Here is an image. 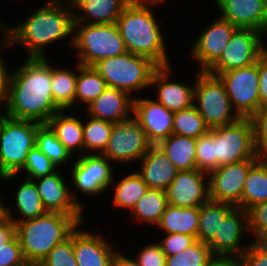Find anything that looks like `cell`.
I'll return each instance as SVG.
<instances>
[{
  "label": "cell",
  "instance_id": "obj_1",
  "mask_svg": "<svg viewBox=\"0 0 267 266\" xmlns=\"http://www.w3.org/2000/svg\"><path fill=\"white\" fill-rule=\"evenodd\" d=\"M49 64L46 57H27L22 66L10 72L4 110L9 117L46 124L62 110L53 99Z\"/></svg>",
  "mask_w": 267,
  "mask_h": 266
},
{
  "label": "cell",
  "instance_id": "obj_2",
  "mask_svg": "<svg viewBox=\"0 0 267 266\" xmlns=\"http://www.w3.org/2000/svg\"><path fill=\"white\" fill-rule=\"evenodd\" d=\"M62 1H48L20 25L7 27L0 22L1 31L4 33L0 49L21 44L27 49L28 58H45V45L74 33V11H70L71 2L67 0L66 4L69 3L70 6L65 8L64 4L61 5Z\"/></svg>",
  "mask_w": 267,
  "mask_h": 266
},
{
  "label": "cell",
  "instance_id": "obj_3",
  "mask_svg": "<svg viewBox=\"0 0 267 266\" xmlns=\"http://www.w3.org/2000/svg\"><path fill=\"white\" fill-rule=\"evenodd\" d=\"M83 221L82 215L45 214L16 224V236L29 265H40L56 245L64 242Z\"/></svg>",
  "mask_w": 267,
  "mask_h": 266
},
{
  "label": "cell",
  "instance_id": "obj_4",
  "mask_svg": "<svg viewBox=\"0 0 267 266\" xmlns=\"http://www.w3.org/2000/svg\"><path fill=\"white\" fill-rule=\"evenodd\" d=\"M150 4L132 0L117 18L127 52L148 57L158 66H168L164 38Z\"/></svg>",
  "mask_w": 267,
  "mask_h": 266
},
{
  "label": "cell",
  "instance_id": "obj_5",
  "mask_svg": "<svg viewBox=\"0 0 267 266\" xmlns=\"http://www.w3.org/2000/svg\"><path fill=\"white\" fill-rule=\"evenodd\" d=\"M70 41L74 49L78 50L77 63L85 66H93L100 60L127 52L116 23H74V33Z\"/></svg>",
  "mask_w": 267,
  "mask_h": 266
},
{
  "label": "cell",
  "instance_id": "obj_6",
  "mask_svg": "<svg viewBox=\"0 0 267 266\" xmlns=\"http://www.w3.org/2000/svg\"><path fill=\"white\" fill-rule=\"evenodd\" d=\"M158 67L148 57L130 52L100 60L93 65L108 87L121 89L129 94L151 86L153 73Z\"/></svg>",
  "mask_w": 267,
  "mask_h": 266
},
{
  "label": "cell",
  "instance_id": "obj_7",
  "mask_svg": "<svg viewBox=\"0 0 267 266\" xmlns=\"http://www.w3.org/2000/svg\"><path fill=\"white\" fill-rule=\"evenodd\" d=\"M41 123L7 116L0 129V169L4 181L14 179L22 171L28 153L36 145Z\"/></svg>",
  "mask_w": 267,
  "mask_h": 266
},
{
  "label": "cell",
  "instance_id": "obj_8",
  "mask_svg": "<svg viewBox=\"0 0 267 266\" xmlns=\"http://www.w3.org/2000/svg\"><path fill=\"white\" fill-rule=\"evenodd\" d=\"M197 75L194 81L193 105L203 117L206 126L213 129L238 121L241 117L233 111L220 78L206 71H199Z\"/></svg>",
  "mask_w": 267,
  "mask_h": 266
},
{
  "label": "cell",
  "instance_id": "obj_9",
  "mask_svg": "<svg viewBox=\"0 0 267 266\" xmlns=\"http://www.w3.org/2000/svg\"><path fill=\"white\" fill-rule=\"evenodd\" d=\"M214 169L220 166L258 160L254 143V127L251 118L213 128Z\"/></svg>",
  "mask_w": 267,
  "mask_h": 266
},
{
  "label": "cell",
  "instance_id": "obj_10",
  "mask_svg": "<svg viewBox=\"0 0 267 266\" xmlns=\"http://www.w3.org/2000/svg\"><path fill=\"white\" fill-rule=\"evenodd\" d=\"M225 86L234 111L241 118H252L260 109L259 57L256 63L217 75Z\"/></svg>",
  "mask_w": 267,
  "mask_h": 266
},
{
  "label": "cell",
  "instance_id": "obj_11",
  "mask_svg": "<svg viewBox=\"0 0 267 266\" xmlns=\"http://www.w3.org/2000/svg\"><path fill=\"white\" fill-rule=\"evenodd\" d=\"M263 33L256 29L237 28L221 57L206 71L217 76L232 69L244 68L257 62L264 52Z\"/></svg>",
  "mask_w": 267,
  "mask_h": 266
},
{
  "label": "cell",
  "instance_id": "obj_12",
  "mask_svg": "<svg viewBox=\"0 0 267 266\" xmlns=\"http://www.w3.org/2000/svg\"><path fill=\"white\" fill-rule=\"evenodd\" d=\"M151 145L145 131L132 116L125 121L113 123L110 138L101 155L110 162H132L141 160Z\"/></svg>",
  "mask_w": 267,
  "mask_h": 266
},
{
  "label": "cell",
  "instance_id": "obj_13",
  "mask_svg": "<svg viewBox=\"0 0 267 266\" xmlns=\"http://www.w3.org/2000/svg\"><path fill=\"white\" fill-rule=\"evenodd\" d=\"M257 160H244L217 167L209 175L210 200L242 208V194L250 167Z\"/></svg>",
  "mask_w": 267,
  "mask_h": 266
},
{
  "label": "cell",
  "instance_id": "obj_14",
  "mask_svg": "<svg viewBox=\"0 0 267 266\" xmlns=\"http://www.w3.org/2000/svg\"><path fill=\"white\" fill-rule=\"evenodd\" d=\"M110 163L106 157L97 152L80 155L71 168L73 185L86 195L102 194L114 180Z\"/></svg>",
  "mask_w": 267,
  "mask_h": 266
},
{
  "label": "cell",
  "instance_id": "obj_15",
  "mask_svg": "<svg viewBox=\"0 0 267 266\" xmlns=\"http://www.w3.org/2000/svg\"><path fill=\"white\" fill-rule=\"evenodd\" d=\"M206 177V178H205ZM209 175L201 170L178 171L165 190L168 204L177 207H200L210 200Z\"/></svg>",
  "mask_w": 267,
  "mask_h": 266
},
{
  "label": "cell",
  "instance_id": "obj_16",
  "mask_svg": "<svg viewBox=\"0 0 267 266\" xmlns=\"http://www.w3.org/2000/svg\"><path fill=\"white\" fill-rule=\"evenodd\" d=\"M132 116L145 131L152 145H157L172 134L174 112L157 100L134 97Z\"/></svg>",
  "mask_w": 267,
  "mask_h": 266
},
{
  "label": "cell",
  "instance_id": "obj_17",
  "mask_svg": "<svg viewBox=\"0 0 267 266\" xmlns=\"http://www.w3.org/2000/svg\"><path fill=\"white\" fill-rule=\"evenodd\" d=\"M218 19V20H217ZM198 36L190 56L200 62L199 71H207L220 57L237 29L236 26L222 18H217Z\"/></svg>",
  "mask_w": 267,
  "mask_h": 266
},
{
  "label": "cell",
  "instance_id": "obj_18",
  "mask_svg": "<svg viewBox=\"0 0 267 266\" xmlns=\"http://www.w3.org/2000/svg\"><path fill=\"white\" fill-rule=\"evenodd\" d=\"M39 180L38 183L36 181ZM44 208L48 212H60L66 215H82L83 205L76 194L67 188L66 181L58 171L33 180Z\"/></svg>",
  "mask_w": 267,
  "mask_h": 266
},
{
  "label": "cell",
  "instance_id": "obj_19",
  "mask_svg": "<svg viewBox=\"0 0 267 266\" xmlns=\"http://www.w3.org/2000/svg\"><path fill=\"white\" fill-rule=\"evenodd\" d=\"M245 223V224H244ZM246 229V230H245ZM247 211L235 207L220 223L219 233L208 243L213 255L241 256L249 247L242 246L244 232H249Z\"/></svg>",
  "mask_w": 267,
  "mask_h": 266
},
{
  "label": "cell",
  "instance_id": "obj_20",
  "mask_svg": "<svg viewBox=\"0 0 267 266\" xmlns=\"http://www.w3.org/2000/svg\"><path fill=\"white\" fill-rule=\"evenodd\" d=\"M220 18L237 28H250L267 34V0H215Z\"/></svg>",
  "mask_w": 267,
  "mask_h": 266
},
{
  "label": "cell",
  "instance_id": "obj_21",
  "mask_svg": "<svg viewBox=\"0 0 267 266\" xmlns=\"http://www.w3.org/2000/svg\"><path fill=\"white\" fill-rule=\"evenodd\" d=\"M171 65L159 66L153 73L151 86L158 89L157 101L164 105L169 111L177 112L191 107L194 103V84L193 87L172 82L170 76Z\"/></svg>",
  "mask_w": 267,
  "mask_h": 266
},
{
  "label": "cell",
  "instance_id": "obj_22",
  "mask_svg": "<svg viewBox=\"0 0 267 266\" xmlns=\"http://www.w3.org/2000/svg\"><path fill=\"white\" fill-rule=\"evenodd\" d=\"M114 247L89 231H73V251L77 266H112L116 253Z\"/></svg>",
  "mask_w": 267,
  "mask_h": 266
},
{
  "label": "cell",
  "instance_id": "obj_23",
  "mask_svg": "<svg viewBox=\"0 0 267 266\" xmlns=\"http://www.w3.org/2000/svg\"><path fill=\"white\" fill-rule=\"evenodd\" d=\"M133 99L129 93L114 87L105 90L87 106L88 116L112 123L125 121L132 116Z\"/></svg>",
  "mask_w": 267,
  "mask_h": 266
},
{
  "label": "cell",
  "instance_id": "obj_24",
  "mask_svg": "<svg viewBox=\"0 0 267 266\" xmlns=\"http://www.w3.org/2000/svg\"><path fill=\"white\" fill-rule=\"evenodd\" d=\"M141 161V170L138 173L148 189L166 190L178 172L173 162L158 145H151Z\"/></svg>",
  "mask_w": 267,
  "mask_h": 266
},
{
  "label": "cell",
  "instance_id": "obj_25",
  "mask_svg": "<svg viewBox=\"0 0 267 266\" xmlns=\"http://www.w3.org/2000/svg\"><path fill=\"white\" fill-rule=\"evenodd\" d=\"M131 1L132 0H70L72 7L83 11L82 14H76L74 12V23H116L121 12Z\"/></svg>",
  "mask_w": 267,
  "mask_h": 266
},
{
  "label": "cell",
  "instance_id": "obj_26",
  "mask_svg": "<svg viewBox=\"0 0 267 266\" xmlns=\"http://www.w3.org/2000/svg\"><path fill=\"white\" fill-rule=\"evenodd\" d=\"M198 222L199 207H177L168 204L156 226L166 234H187L197 240Z\"/></svg>",
  "mask_w": 267,
  "mask_h": 266
},
{
  "label": "cell",
  "instance_id": "obj_27",
  "mask_svg": "<svg viewBox=\"0 0 267 266\" xmlns=\"http://www.w3.org/2000/svg\"><path fill=\"white\" fill-rule=\"evenodd\" d=\"M157 145L173 162L178 171L197 169L196 138L172 133Z\"/></svg>",
  "mask_w": 267,
  "mask_h": 266
},
{
  "label": "cell",
  "instance_id": "obj_28",
  "mask_svg": "<svg viewBox=\"0 0 267 266\" xmlns=\"http://www.w3.org/2000/svg\"><path fill=\"white\" fill-rule=\"evenodd\" d=\"M46 124L70 154H73L77 148L80 151L83 149L81 155H84L82 121L77 119V117L75 118L74 115H65L63 110H61L55 113Z\"/></svg>",
  "mask_w": 267,
  "mask_h": 266
},
{
  "label": "cell",
  "instance_id": "obj_29",
  "mask_svg": "<svg viewBox=\"0 0 267 266\" xmlns=\"http://www.w3.org/2000/svg\"><path fill=\"white\" fill-rule=\"evenodd\" d=\"M262 202H267L266 156H261L248 171L242 194V209L247 211Z\"/></svg>",
  "mask_w": 267,
  "mask_h": 266
},
{
  "label": "cell",
  "instance_id": "obj_30",
  "mask_svg": "<svg viewBox=\"0 0 267 266\" xmlns=\"http://www.w3.org/2000/svg\"><path fill=\"white\" fill-rule=\"evenodd\" d=\"M235 206L209 200L199 207L197 240L208 244L219 233L220 223Z\"/></svg>",
  "mask_w": 267,
  "mask_h": 266
},
{
  "label": "cell",
  "instance_id": "obj_31",
  "mask_svg": "<svg viewBox=\"0 0 267 266\" xmlns=\"http://www.w3.org/2000/svg\"><path fill=\"white\" fill-rule=\"evenodd\" d=\"M15 203L17 206L16 208L19 211L18 213H20V215L22 214L23 219L21 218L20 220L17 218L15 220L9 209H7V212L8 218L13 220L16 224L22 220L39 217L47 212L43 206L35 182L28 178H26L18 187Z\"/></svg>",
  "mask_w": 267,
  "mask_h": 266
},
{
  "label": "cell",
  "instance_id": "obj_32",
  "mask_svg": "<svg viewBox=\"0 0 267 266\" xmlns=\"http://www.w3.org/2000/svg\"><path fill=\"white\" fill-rule=\"evenodd\" d=\"M77 79L74 104L81 101L85 107L90 105L107 87L105 80L93 68L77 63Z\"/></svg>",
  "mask_w": 267,
  "mask_h": 266
},
{
  "label": "cell",
  "instance_id": "obj_33",
  "mask_svg": "<svg viewBox=\"0 0 267 266\" xmlns=\"http://www.w3.org/2000/svg\"><path fill=\"white\" fill-rule=\"evenodd\" d=\"M167 206L165 190L148 189L131 212L134 213L135 219L150 223V225H157Z\"/></svg>",
  "mask_w": 267,
  "mask_h": 266
},
{
  "label": "cell",
  "instance_id": "obj_34",
  "mask_svg": "<svg viewBox=\"0 0 267 266\" xmlns=\"http://www.w3.org/2000/svg\"><path fill=\"white\" fill-rule=\"evenodd\" d=\"M114 188L113 205L131 211L148 190L138 171L129 173L118 184L116 183Z\"/></svg>",
  "mask_w": 267,
  "mask_h": 266
},
{
  "label": "cell",
  "instance_id": "obj_35",
  "mask_svg": "<svg viewBox=\"0 0 267 266\" xmlns=\"http://www.w3.org/2000/svg\"><path fill=\"white\" fill-rule=\"evenodd\" d=\"M77 74L52 67L51 91L55 103L64 111L74 105Z\"/></svg>",
  "mask_w": 267,
  "mask_h": 266
},
{
  "label": "cell",
  "instance_id": "obj_36",
  "mask_svg": "<svg viewBox=\"0 0 267 266\" xmlns=\"http://www.w3.org/2000/svg\"><path fill=\"white\" fill-rule=\"evenodd\" d=\"M210 129L194 105L174 112L172 133L192 138L206 134Z\"/></svg>",
  "mask_w": 267,
  "mask_h": 266
},
{
  "label": "cell",
  "instance_id": "obj_37",
  "mask_svg": "<svg viewBox=\"0 0 267 266\" xmlns=\"http://www.w3.org/2000/svg\"><path fill=\"white\" fill-rule=\"evenodd\" d=\"M35 147L49 158L56 168L71 157V154L47 124H41L38 127Z\"/></svg>",
  "mask_w": 267,
  "mask_h": 266
},
{
  "label": "cell",
  "instance_id": "obj_38",
  "mask_svg": "<svg viewBox=\"0 0 267 266\" xmlns=\"http://www.w3.org/2000/svg\"><path fill=\"white\" fill-rule=\"evenodd\" d=\"M87 123L83 124L84 150L92 154L91 150H99L101 155L110 138L113 123L89 116ZM90 150V152H89Z\"/></svg>",
  "mask_w": 267,
  "mask_h": 266
},
{
  "label": "cell",
  "instance_id": "obj_39",
  "mask_svg": "<svg viewBox=\"0 0 267 266\" xmlns=\"http://www.w3.org/2000/svg\"><path fill=\"white\" fill-rule=\"evenodd\" d=\"M213 256L208 244L196 240L188 248L166 257V266H208Z\"/></svg>",
  "mask_w": 267,
  "mask_h": 266
},
{
  "label": "cell",
  "instance_id": "obj_40",
  "mask_svg": "<svg viewBox=\"0 0 267 266\" xmlns=\"http://www.w3.org/2000/svg\"><path fill=\"white\" fill-rule=\"evenodd\" d=\"M55 165L37 147L30 150L22 170L26 177L31 180L42 176H48L56 172Z\"/></svg>",
  "mask_w": 267,
  "mask_h": 266
},
{
  "label": "cell",
  "instance_id": "obj_41",
  "mask_svg": "<svg viewBox=\"0 0 267 266\" xmlns=\"http://www.w3.org/2000/svg\"><path fill=\"white\" fill-rule=\"evenodd\" d=\"M40 266H77L73 251V232L68 239L51 249Z\"/></svg>",
  "mask_w": 267,
  "mask_h": 266
},
{
  "label": "cell",
  "instance_id": "obj_42",
  "mask_svg": "<svg viewBox=\"0 0 267 266\" xmlns=\"http://www.w3.org/2000/svg\"><path fill=\"white\" fill-rule=\"evenodd\" d=\"M196 150L197 169L209 174L214 170L213 129L196 138Z\"/></svg>",
  "mask_w": 267,
  "mask_h": 266
},
{
  "label": "cell",
  "instance_id": "obj_43",
  "mask_svg": "<svg viewBox=\"0 0 267 266\" xmlns=\"http://www.w3.org/2000/svg\"><path fill=\"white\" fill-rule=\"evenodd\" d=\"M249 231L255 241H267V202L256 204L247 210Z\"/></svg>",
  "mask_w": 267,
  "mask_h": 266
},
{
  "label": "cell",
  "instance_id": "obj_44",
  "mask_svg": "<svg viewBox=\"0 0 267 266\" xmlns=\"http://www.w3.org/2000/svg\"><path fill=\"white\" fill-rule=\"evenodd\" d=\"M251 120L256 151L260 156H267V105L262 106Z\"/></svg>",
  "mask_w": 267,
  "mask_h": 266
},
{
  "label": "cell",
  "instance_id": "obj_45",
  "mask_svg": "<svg viewBox=\"0 0 267 266\" xmlns=\"http://www.w3.org/2000/svg\"><path fill=\"white\" fill-rule=\"evenodd\" d=\"M28 265L17 236L11 242L0 245V266Z\"/></svg>",
  "mask_w": 267,
  "mask_h": 266
},
{
  "label": "cell",
  "instance_id": "obj_46",
  "mask_svg": "<svg viewBox=\"0 0 267 266\" xmlns=\"http://www.w3.org/2000/svg\"><path fill=\"white\" fill-rule=\"evenodd\" d=\"M196 241L194 236L180 233H171L164 236L162 241L158 242L166 257L173 256L181 250L188 248Z\"/></svg>",
  "mask_w": 267,
  "mask_h": 266
},
{
  "label": "cell",
  "instance_id": "obj_47",
  "mask_svg": "<svg viewBox=\"0 0 267 266\" xmlns=\"http://www.w3.org/2000/svg\"><path fill=\"white\" fill-rule=\"evenodd\" d=\"M242 266H267V241H255L240 256Z\"/></svg>",
  "mask_w": 267,
  "mask_h": 266
},
{
  "label": "cell",
  "instance_id": "obj_48",
  "mask_svg": "<svg viewBox=\"0 0 267 266\" xmlns=\"http://www.w3.org/2000/svg\"><path fill=\"white\" fill-rule=\"evenodd\" d=\"M138 254L136 261L140 266H166V255L158 242L147 245Z\"/></svg>",
  "mask_w": 267,
  "mask_h": 266
},
{
  "label": "cell",
  "instance_id": "obj_49",
  "mask_svg": "<svg viewBox=\"0 0 267 266\" xmlns=\"http://www.w3.org/2000/svg\"><path fill=\"white\" fill-rule=\"evenodd\" d=\"M259 96L260 108L267 105V55L263 52L259 56Z\"/></svg>",
  "mask_w": 267,
  "mask_h": 266
},
{
  "label": "cell",
  "instance_id": "obj_50",
  "mask_svg": "<svg viewBox=\"0 0 267 266\" xmlns=\"http://www.w3.org/2000/svg\"><path fill=\"white\" fill-rule=\"evenodd\" d=\"M4 62L3 58L0 57V105L4 103L6 107L10 71H8L9 68L6 67Z\"/></svg>",
  "mask_w": 267,
  "mask_h": 266
},
{
  "label": "cell",
  "instance_id": "obj_51",
  "mask_svg": "<svg viewBox=\"0 0 267 266\" xmlns=\"http://www.w3.org/2000/svg\"><path fill=\"white\" fill-rule=\"evenodd\" d=\"M16 237V223L8 218L0 223V245L11 242Z\"/></svg>",
  "mask_w": 267,
  "mask_h": 266
},
{
  "label": "cell",
  "instance_id": "obj_52",
  "mask_svg": "<svg viewBox=\"0 0 267 266\" xmlns=\"http://www.w3.org/2000/svg\"><path fill=\"white\" fill-rule=\"evenodd\" d=\"M208 266H242L240 256L214 255Z\"/></svg>",
  "mask_w": 267,
  "mask_h": 266
},
{
  "label": "cell",
  "instance_id": "obj_53",
  "mask_svg": "<svg viewBox=\"0 0 267 266\" xmlns=\"http://www.w3.org/2000/svg\"><path fill=\"white\" fill-rule=\"evenodd\" d=\"M112 266H140V265L136 260H133L132 258L129 259L125 255L118 253L116 250Z\"/></svg>",
  "mask_w": 267,
  "mask_h": 266
},
{
  "label": "cell",
  "instance_id": "obj_54",
  "mask_svg": "<svg viewBox=\"0 0 267 266\" xmlns=\"http://www.w3.org/2000/svg\"><path fill=\"white\" fill-rule=\"evenodd\" d=\"M7 209L8 208L6 207V205L4 206L3 202L0 201V223H3L5 220L8 219Z\"/></svg>",
  "mask_w": 267,
  "mask_h": 266
},
{
  "label": "cell",
  "instance_id": "obj_55",
  "mask_svg": "<svg viewBox=\"0 0 267 266\" xmlns=\"http://www.w3.org/2000/svg\"><path fill=\"white\" fill-rule=\"evenodd\" d=\"M136 2H141V3H145V4H158L160 3L161 1L164 2L165 0H134Z\"/></svg>",
  "mask_w": 267,
  "mask_h": 266
},
{
  "label": "cell",
  "instance_id": "obj_56",
  "mask_svg": "<svg viewBox=\"0 0 267 266\" xmlns=\"http://www.w3.org/2000/svg\"><path fill=\"white\" fill-rule=\"evenodd\" d=\"M7 116H8V115L6 114V112H5L4 115H0V129H1V126H2L4 120H5V118H6Z\"/></svg>",
  "mask_w": 267,
  "mask_h": 266
},
{
  "label": "cell",
  "instance_id": "obj_57",
  "mask_svg": "<svg viewBox=\"0 0 267 266\" xmlns=\"http://www.w3.org/2000/svg\"><path fill=\"white\" fill-rule=\"evenodd\" d=\"M0 179H4L6 176L2 173L1 169H0Z\"/></svg>",
  "mask_w": 267,
  "mask_h": 266
},
{
  "label": "cell",
  "instance_id": "obj_58",
  "mask_svg": "<svg viewBox=\"0 0 267 266\" xmlns=\"http://www.w3.org/2000/svg\"><path fill=\"white\" fill-rule=\"evenodd\" d=\"M264 52H265L266 55H267V47L265 46V43H264Z\"/></svg>",
  "mask_w": 267,
  "mask_h": 266
}]
</instances>
